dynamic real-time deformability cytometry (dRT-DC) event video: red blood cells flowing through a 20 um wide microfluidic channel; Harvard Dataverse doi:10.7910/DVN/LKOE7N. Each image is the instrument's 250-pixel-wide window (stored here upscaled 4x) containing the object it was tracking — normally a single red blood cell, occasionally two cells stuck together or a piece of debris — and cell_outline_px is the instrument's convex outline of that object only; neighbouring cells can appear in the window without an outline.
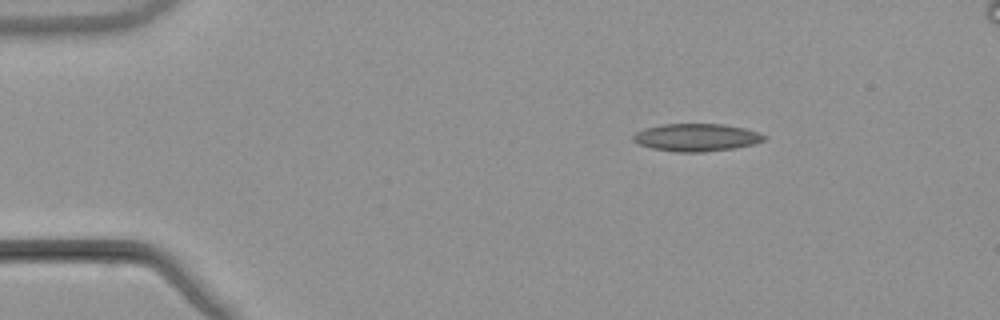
{"species": "common noctule bat (a hibernating species)", "species_latin": "Nyctalus noctula", "temperature_condition": "warm", "stored_images_in_passage": 47, "segment_of_instrument_passage": [1, 2], "camera_frame_rate_fps": 3000, "um_per_image_px": 0.085, "animal": {"sex": "male", "body_mass_g": 21.5, "forearm_length_mm": 52.0}, "frame": {"image": 1, "passage_image": 1, "time_ms": 0.0, "image_size_px": [1000, 320], "cell_outline_px": [[768, 136], [764, 140], [752, 144], [732, 148], [704, 152], [676, 152], [652, 148], [640, 144], [632, 140], [632, 136], [636, 132], [644, 128], [664, 124], [724, 124], [744, 128], [760, 132]], "centroid_in_image_um": [59.2, 11.67], "position_along_channel_um": 25.8, "area_um2": 21.04}}
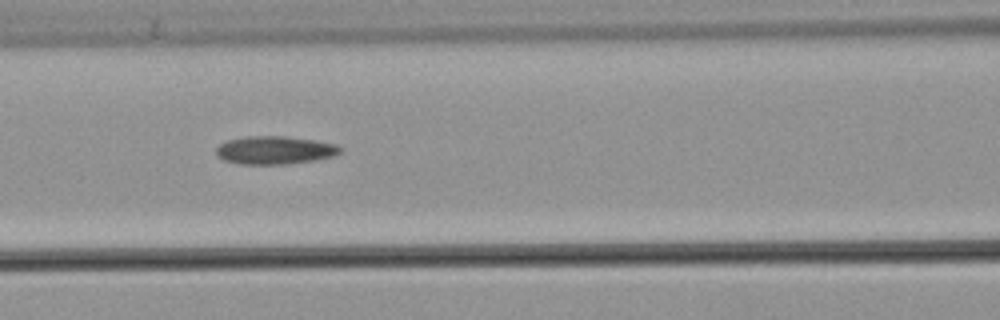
{"frame": {"image": 2, "passage_image": 16, "time_ms": 5.0, "image_size_px": [1000, 320], "cell_outline_px": [[344, 148], [340, 152], [332, 156], [312, 160], [284, 164], [240, 164], [224, 160], [216, 156], [216, 148], [220, 144], [228, 140], [244, 136], [284, 136], [312, 140], [336, 144]], "centroid_in_image_um": [23.32, 12.76], "position_along_channel_um": 143.3, "area_um2": 20.17}}
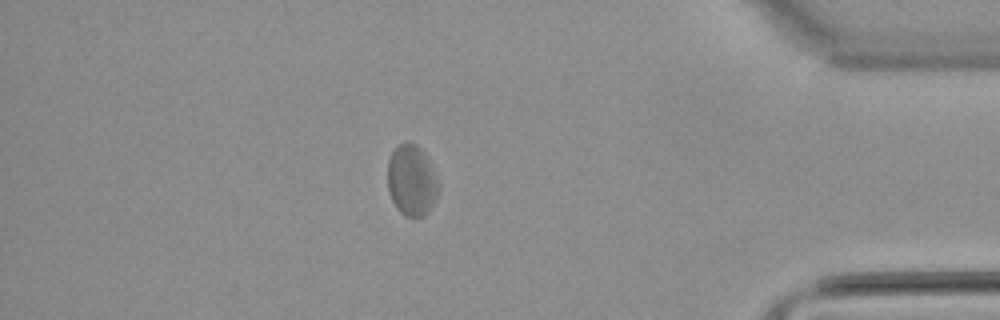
{"frame": {"image": 3, "passage_image": 39, "time_ms": 12.667, "image_size_px": [1000, 320], "cell_outline_px": [[440, 188], [432, 204], [424, 216], [404, 216], [396, 208], [392, 200], [388, 188], [388, 160], [396, 144], [404, 140], [408, 140], [416, 144], [420, 148], [428, 160], [440, 184]], "centroid_in_image_um": [34.97, 15.29], "position_along_channel_um": 400.2, "area_um2": 21.15}}